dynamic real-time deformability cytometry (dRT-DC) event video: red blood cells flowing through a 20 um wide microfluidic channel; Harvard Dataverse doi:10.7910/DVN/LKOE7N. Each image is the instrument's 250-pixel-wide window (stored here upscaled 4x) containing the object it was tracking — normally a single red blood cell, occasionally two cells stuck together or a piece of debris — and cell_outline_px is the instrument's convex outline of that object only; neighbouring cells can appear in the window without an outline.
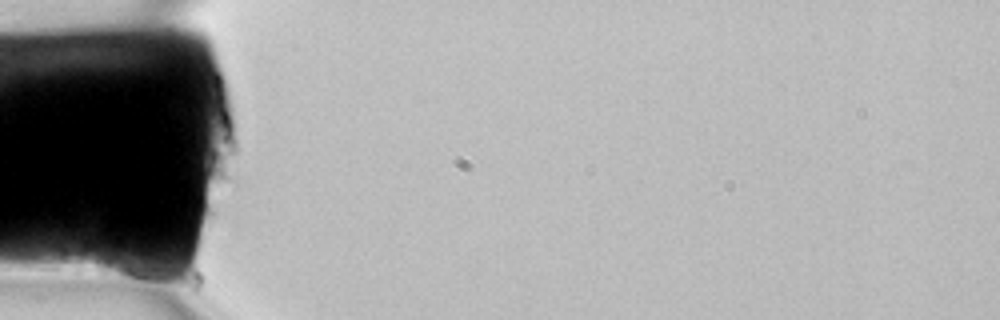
{"species": "common noctule bat (a hibernating species)", "species_latin": "Nyctalus noctula", "temperature_condition": "room temperature", "stored_images_in_passage": 3, "camera_frame_rate_fps": 3000, "um_per_image_px": 0.085, "animal": {"sex": "female", "body_mass_g": 22.7, "forearm_length_mm": 54.2}, "frame": {"image": 1, "passage_image": 1, "time_ms": 0.0, "image_size_px": [1000, 320], "cell_outline_px": [[164, 276], [160, 288], [100, 272], [96, 268], [96, 244], [156, 268]], "centroid_in_image_um": [10.78, 22.75], "position_along_channel_um": 74.2, "area_um2": 10.64}}